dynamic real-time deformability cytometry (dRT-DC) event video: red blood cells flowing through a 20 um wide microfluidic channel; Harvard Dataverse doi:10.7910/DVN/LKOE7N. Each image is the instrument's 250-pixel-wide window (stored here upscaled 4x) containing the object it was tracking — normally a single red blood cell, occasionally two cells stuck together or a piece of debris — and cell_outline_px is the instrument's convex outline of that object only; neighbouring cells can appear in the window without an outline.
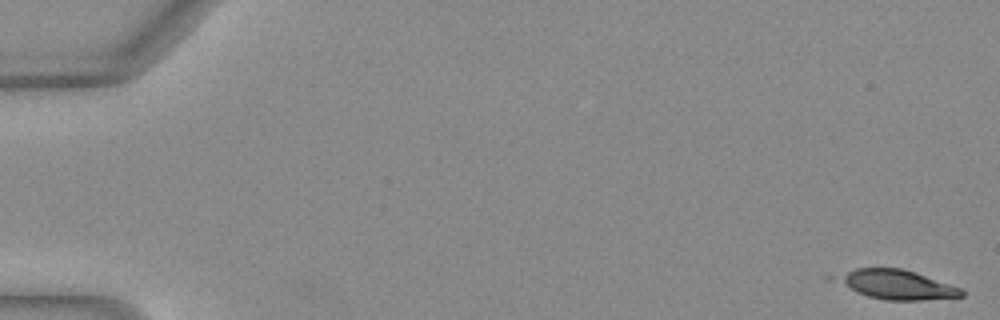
{"species": "Egyptian fruit bat (a non-hibernating species)", "species_latin": "Rousettus aegyptiacus", "temperature_condition": "warm", "stored_images_in_passage": 7, "camera_frame_rate_fps": 3000, "um_per_image_px": 0.085, "animal": {"sex": "female"}, "frame": {"image": 1, "passage_image": 1, "time_ms": 0.0, "image_size_px": [1000, 320], "cell_outline_px": [[964, 296], [924, 300], [884, 300], [868, 296], [856, 292], [840, 280], [840, 276], [856, 268], [900, 268], [916, 272], [964, 288]], "centroid_in_image_um": [76.4, 24.2], "position_along_channel_um": 8.6, "area_um2": 20.87}}